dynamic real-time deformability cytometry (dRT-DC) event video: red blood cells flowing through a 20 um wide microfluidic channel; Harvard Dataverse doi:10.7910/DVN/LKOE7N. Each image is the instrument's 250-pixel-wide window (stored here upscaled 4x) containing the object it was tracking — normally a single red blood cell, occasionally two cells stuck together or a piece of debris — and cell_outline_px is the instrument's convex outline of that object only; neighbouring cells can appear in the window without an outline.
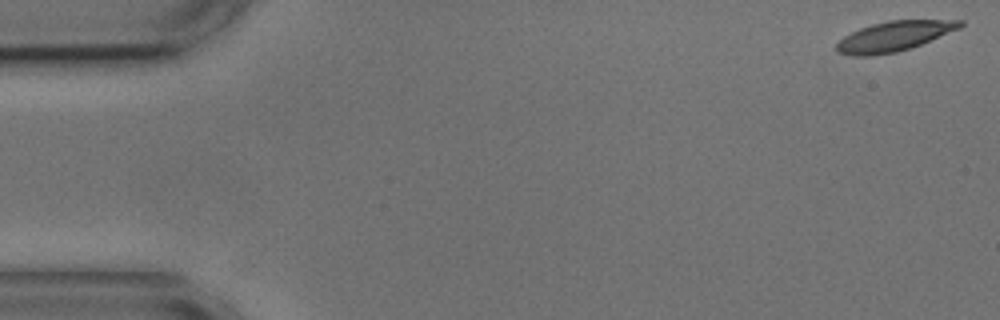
{"species": "common noctule bat (a hibernating species)", "species_latin": "Nyctalus noctula", "temperature_condition": "cold", "stored_images_in_passage": 3, "camera_frame_rate_fps": 3000, "um_per_image_px": 0.085, "animal": {"sex": "male", "body_mass_g": 17.9, "forearm_length_mm": 54.2}, "frame": {"image": 1, "passage_image": 1, "time_ms": 0.0, "image_size_px": [1000, 320], "cell_outline_px": [[964, 24], [960, 28], [920, 44], [896, 52], [872, 56], [852, 56], [836, 52], [836, 44], [844, 36], [860, 28], [872, 24], [888, 20], [964, 20]], "centroid_in_image_um": [75.96, 3.08], "position_along_channel_um": 9.0, "area_um2": 21.39}}